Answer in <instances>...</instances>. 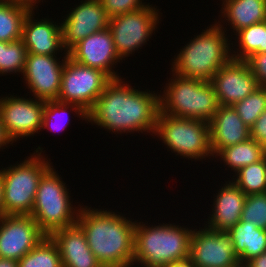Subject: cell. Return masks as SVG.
Listing matches in <instances>:
<instances>
[{"label": "cell", "instance_id": "6da1fadb", "mask_svg": "<svg viewBox=\"0 0 266 267\" xmlns=\"http://www.w3.org/2000/svg\"><path fill=\"white\" fill-rule=\"evenodd\" d=\"M112 79L87 113V121L118 133H155L160 111L159 94L140 91L122 81Z\"/></svg>", "mask_w": 266, "mask_h": 267}, {"label": "cell", "instance_id": "7a4b0ae2", "mask_svg": "<svg viewBox=\"0 0 266 267\" xmlns=\"http://www.w3.org/2000/svg\"><path fill=\"white\" fill-rule=\"evenodd\" d=\"M77 224L103 267H131L134 258L136 221L104 209L80 207Z\"/></svg>", "mask_w": 266, "mask_h": 267}, {"label": "cell", "instance_id": "3957f363", "mask_svg": "<svg viewBox=\"0 0 266 267\" xmlns=\"http://www.w3.org/2000/svg\"><path fill=\"white\" fill-rule=\"evenodd\" d=\"M207 28L180 49L171 64L172 73L211 81L213 75L232 59L230 44L233 47V43H229L223 24L215 22Z\"/></svg>", "mask_w": 266, "mask_h": 267}, {"label": "cell", "instance_id": "277c9868", "mask_svg": "<svg viewBox=\"0 0 266 267\" xmlns=\"http://www.w3.org/2000/svg\"><path fill=\"white\" fill-rule=\"evenodd\" d=\"M192 231L171 223L150 227L136 222L133 265L139 262L144 267H165L188 258Z\"/></svg>", "mask_w": 266, "mask_h": 267}, {"label": "cell", "instance_id": "5b68a950", "mask_svg": "<svg viewBox=\"0 0 266 267\" xmlns=\"http://www.w3.org/2000/svg\"><path fill=\"white\" fill-rule=\"evenodd\" d=\"M172 76L163 95H159L160 112L209 122L219 108L212 83L174 73Z\"/></svg>", "mask_w": 266, "mask_h": 267}, {"label": "cell", "instance_id": "8992f818", "mask_svg": "<svg viewBox=\"0 0 266 267\" xmlns=\"http://www.w3.org/2000/svg\"><path fill=\"white\" fill-rule=\"evenodd\" d=\"M60 178L51 166L40 179L34 199L31 216L46 236L76 224L80 210L73 208L69 189Z\"/></svg>", "mask_w": 266, "mask_h": 267}, {"label": "cell", "instance_id": "52a82bcc", "mask_svg": "<svg viewBox=\"0 0 266 267\" xmlns=\"http://www.w3.org/2000/svg\"><path fill=\"white\" fill-rule=\"evenodd\" d=\"M41 149L38 146L31 158H26L20 164L10 165L8 169H1L4 180V215H31L40 179L52 166L41 155Z\"/></svg>", "mask_w": 266, "mask_h": 267}, {"label": "cell", "instance_id": "ba28073f", "mask_svg": "<svg viewBox=\"0 0 266 267\" xmlns=\"http://www.w3.org/2000/svg\"><path fill=\"white\" fill-rule=\"evenodd\" d=\"M154 135L176 155L195 160L213 156L207 121L178 118L159 111Z\"/></svg>", "mask_w": 266, "mask_h": 267}, {"label": "cell", "instance_id": "9c48e42d", "mask_svg": "<svg viewBox=\"0 0 266 267\" xmlns=\"http://www.w3.org/2000/svg\"><path fill=\"white\" fill-rule=\"evenodd\" d=\"M111 80L102 70L79 64L67 54L57 100L78 104L88 113Z\"/></svg>", "mask_w": 266, "mask_h": 267}, {"label": "cell", "instance_id": "30bf717a", "mask_svg": "<svg viewBox=\"0 0 266 267\" xmlns=\"http://www.w3.org/2000/svg\"><path fill=\"white\" fill-rule=\"evenodd\" d=\"M158 14V9L148 5L110 18L108 28L112 34L116 52L122 60L147 44L159 23Z\"/></svg>", "mask_w": 266, "mask_h": 267}, {"label": "cell", "instance_id": "8fae6325", "mask_svg": "<svg viewBox=\"0 0 266 267\" xmlns=\"http://www.w3.org/2000/svg\"><path fill=\"white\" fill-rule=\"evenodd\" d=\"M33 99L16 96L0 98V119L12 143L41 131L45 100Z\"/></svg>", "mask_w": 266, "mask_h": 267}, {"label": "cell", "instance_id": "7c38bea8", "mask_svg": "<svg viewBox=\"0 0 266 267\" xmlns=\"http://www.w3.org/2000/svg\"><path fill=\"white\" fill-rule=\"evenodd\" d=\"M197 230L192 231L189 249V258L196 267H236L240 264L228 232L213 231L206 225Z\"/></svg>", "mask_w": 266, "mask_h": 267}, {"label": "cell", "instance_id": "4fadbf2b", "mask_svg": "<svg viewBox=\"0 0 266 267\" xmlns=\"http://www.w3.org/2000/svg\"><path fill=\"white\" fill-rule=\"evenodd\" d=\"M46 235L31 215L0 217V258L20 260Z\"/></svg>", "mask_w": 266, "mask_h": 267}, {"label": "cell", "instance_id": "5bb4252c", "mask_svg": "<svg viewBox=\"0 0 266 267\" xmlns=\"http://www.w3.org/2000/svg\"><path fill=\"white\" fill-rule=\"evenodd\" d=\"M67 54L65 51L64 60L60 63L56 55L27 53L23 78L33 98L45 101L58 99Z\"/></svg>", "mask_w": 266, "mask_h": 267}, {"label": "cell", "instance_id": "9a60e30c", "mask_svg": "<svg viewBox=\"0 0 266 267\" xmlns=\"http://www.w3.org/2000/svg\"><path fill=\"white\" fill-rule=\"evenodd\" d=\"M66 16L65 21H61L62 42L66 52L89 35L108 28L110 20L100 0H82Z\"/></svg>", "mask_w": 266, "mask_h": 267}, {"label": "cell", "instance_id": "2e32d148", "mask_svg": "<svg viewBox=\"0 0 266 267\" xmlns=\"http://www.w3.org/2000/svg\"><path fill=\"white\" fill-rule=\"evenodd\" d=\"M68 56L79 64L102 70L111 79L120 78L112 68L122 59L116 52L109 28L79 41L68 51Z\"/></svg>", "mask_w": 266, "mask_h": 267}, {"label": "cell", "instance_id": "e0dca14e", "mask_svg": "<svg viewBox=\"0 0 266 267\" xmlns=\"http://www.w3.org/2000/svg\"><path fill=\"white\" fill-rule=\"evenodd\" d=\"M219 105L233 106L259 88L256 77L246 61L231 59L210 81Z\"/></svg>", "mask_w": 266, "mask_h": 267}, {"label": "cell", "instance_id": "ac0fdd59", "mask_svg": "<svg viewBox=\"0 0 266 267\" xmlns=\"http://www.w3.org/2000/svg\"><path fill=\"white\" fill-rule=\"evenodd\" d=\"M31 9L25 16L22 26V41L27 53L40 55H55L60 50L63 51L62 28L56 25L52 19L44 18L33 20V10Z\"/></svg>", "mask_w": 266, "mask_h": 267}, {"label": "cell", "instance_id": "d6986e66", "mask_svg": "<svg viewBox=\"0 0 266 267\" xmlns=\"http://www.w3.org/2000/svg\"><path fill=\"white\" fill-rule=\"evenodd\" d=\"M209 135L214 157L222 148L248 140L250 127L242 121L233 106L219 105L209 121Z\"/></svg>", "mask_w": 266, "mask_h": 267}, {"label": "cell", "instance_id": "ffe728a7", "mask_svg": "<svg viewBox=\"0 0 266 267\" xmlns=\"http://www.w3.org/2000/svg\"><path fill=\"white\" fill-rule=\"evenodd\" d=\"M50 237L58 247L63 267H103L89 248L85 233L77 223L56 230Z\"/></svg>", "mask_w": 266, "mask_h": 267}, {"label": "cell", "instance_id": "44dd1931", "mask_svg": "<svg viewBox=\"0 0 266 267\" xmlns=\"http://www.w3.org/2000/svg\"><path fill=\"white\" fill-rule=\"evenodd\" d=\"M246 194L232 181L219 189L214 198L212 215L209 216L207 228L213 231L230 230L240 221Z\"/></svg>", "mask_w": 266, "mask_h": 267}, {"label": "cell", "instance_id": "7402d4cb", "mask_svg": "<svg viewBox=\"0 0 266 267\" xmlns=\"http://www.w3.org/2000/svg\"><path fill=\"white\" fill-rule=\"evenodd\" d=\"M234 243L240 264L266 252V230L250 222L239 221L227 231Z\"/></svg>", "mask_w": 266, "mask_h": 267}, {"label": "cell", "instance_id": "603a6c76", "mask_svg": "<svg viewBox=\"0 0 266 267\" xmlns=\"http://www.w3.org/2000/svg\"><path fill=\"white\" fill-rule=\"evenodd\" d=\"M221 15L233 32L266 21V0H222ZM235 30V31H234Z\"/></svg>", "mask_w": 266, "mask_h": 267}, {"label": "cell", "instance_id": "cb8c5ba5", "mask_svg": "<svg viewBox=\"0 0 266 267\" xmlns=\"http://www.w3.org/2000/svg\"><path fill=\"white\" fill-rule=\"evenodd\" d=\"M37 4L33 0H0V41L22 39L25 16Z\"/></svg>", "mask_w": 266, "mask_h": 267}, {"label": "cell", "instance_id": "d4e9b609", "mask_svg": "<svg viewBox=\"0 0 266 267\" xmlns=\"http://www.w3.org/2000/svg\"><path fill=\"white\" fill-rule=\"evenodd\" d=\"M218 156L224 161V165L236 173L242 167L263 159L266 156V149L250 137L244 142L222 148L214 157Z\"/></svg>", "mask_w": 266, "mask_h": 267}, {"label": "cell", "instance_id": "484cf974", "mask_svg": "<svg viewBox=\"0 0 266 267\" xmlns=\"http://www.w3.org/2000/svg\"><path fill=\"white\" fill-rule=\"evenodd\" d=\"M236 36L239 52L232 49V59L245 61L254 53H266V21L245 27Z\"/></svg>", "mask_w": 266, "mask_h": 267}, {"label": "cell", "instance_id": "4316f807", "mask_svg": "<svg viewBox=\"0 0 266 267\" xmlns=\"http://www.w3.org/2000/svg\"><path fill=\"white\" fill-rule=\"evenodd\" d=\"M18 267H63L56 243L50 236L18 260Z\"/></svg>", "mask_w": 266, "mask_h": 267}, {"label": "cell", "instance_id": "83f0119b", "mask_svg": "<svg viewBox=\"0 0 266 267\" xmlns=\"http://www.w3.org/2000/svg\"><path fill=\"white\" fill-rule=\"evenodd\" d=\"M233 181L247 196L266 192V156L256 163L242 167Z\"/></svg>", "mask_w": 266, "mask_h": 267}, {"label": "cell", "instance_id": "f1b7e54d", "mask_svg": "<svg viewBox=\"0 0 266 267\" xmlns=\"http://www.w3.org/2000/svg\"><path fill=\"white\" fill-rule=\"evenodd\" d=\"M26 55L27 50L22 39L13 42L0 41V75L16 72L22 74Z\"/></svg>", "mask_w": 266, "mask_h": 267}, {"label": "cell", "instance_id": "f546056e", "mask_svg": "<svg viewBox=\"0 0 266 267\" xmlns=\"http://www.w3.org/2000/svg\"><path fill=\"white\" fill-rule=\"evenodd\" d=\"M233 108L242 121L251 128L260 114L266 110V87L260 86L243 100L235 103Z\"/></svg>", "mask_w": 266, "mask_h": 267}, {"label": "cell", "instance_id": "4dcf8cb0", "mask_svg": "<svg viewBox=\"0 0 266 267\" xmlns=\"http://www.w3.org/2000/svg\"><path fill=\"white\" fill-rule=\"evenodd\" d=\"M71 107H72V109H71ZM67 109L74 111L76 114L79 115V117H81V118L83 117V120L84 119H85V121L87 120V113L78 104L64 103V102H60L58 100H50V101H45V108H44V113H43V121H42L41 129H46V128L48 129L49 128L50 131H52V129H53V131L54 130L55 131L58 130L59 132L62 131L63 128H65L66 126L61 127L60 126L61 124H57L58 125L57 126L56 123L59 122L58 118L61 117V114H66L67 112H69L67 114H70V111H67ZM66 120L68 121V118H66ZM54 122H55V124H54ZM65 124L66 123H64L63 125H65Z\"/></svg>", "mask_w": 266, "mask_h": 267}, {"label": "cell", "instance_id": "1f68e13d", "mask_svg": "<svg viewBox=\"0 0 266 267\" xmlns=\"http://www.w3.org/2000/svg\"><path fill=\"white\" fill-rule=\"evenodd\" d=\"M240 221L266 230V192L246 196Z\"/></svg>", "mask_w": 266, "mask_h": 267}, {"label": "cell", "instance_id": "d6a6232c", "mask_svg": "<svg viewBox=\"0 0 266 267\" xmlns=\"http://www.w3.org/2000/svg\"><path fill=\"white\" fill-rule=\"evenodd\" d=\"M109 18L139 10L145 5L142 0H100Z\"/></svg>", "mask_w": 266, "mask_h": 267}, {"label": "cell", "instance_id": "836d02e7", "mask_svg": "<svg viewBox=\"0 0 266 267\" xmlns=\"http://www.w3.org/2000/svg\"><path fill=\"white\" fill-rule=\"evenodd\" d=\"M245 61L256 77L259 86L266 87V53H254Z\"/></svg>", "mask_w": 266, "mask_h": 267}, {"label": "cell", "instance_id": "e575fe53", "mask_svg": "<svg viewBox=\"0 0 266 267\" xmlns=\"http://www.w3.org/2000/svg\"><path fill=\"white\" fill-rule=\"evenodd\" d=\"M250 137L266 149V110L250 128Z\"/></svg>", "mask_w": 266, "mask_h": 267}, {"label": "cell", "instance_id": "d590c367", "mask_svg": "<svg viewBox=\"0 0 266 267\" xmlns=\"http://www.w3.org/2000/svg\"><path fill=\"white\" fill-rule=\"evenodd\" d=\"M244 267H266V252L247 261Z\"/></svg>", "mask_w": 266, "mask_h": 267}, {"label": "cell", "instance_id": "8d00e7d4", "mask_svg": "<svg viewBox=\"0 0 266 267\" xmlns=\"http://www.w3.org/2000/svg\"><path fill=\"white\" fill-rule=\"evenodd\" d=\"M165 267H196V266L193 264V261L188 257L186 259L168 263Z\"/></svg>", "mask_w": 266, "mask_h": 267}, {"label": "cell", "instance_id": "74e56055", "mask_svg": "<svg viewBox=\"0 0 266 267\" xmlns=\"http://www.w3.org/2000/svg\"><path fill=\"white\" fill-rule=\"evenodd\" d=\"M7 144H12V141L9 139L8 135L5 132L4 125L0 119V149Z\"/></svg>", "mask_w": 266, "mask_h": 267}, {"label": "cell", "instance_id": "f35d334b", "mask_svg": "<svg viewBox=\"0 0 266 267\" xmlns=\"http://www.w3.org/2000/svg\"><path fill=\"white\" fill-rule=\"evenodd\" d=\"M3 187H4V180L2 171L0 170V217L4 215V208H3Z\"/></svg>", "mask_w": 266, "mask_h": 267}, {"label": "cell", "instance_id": "ab89813d", "mask_svg": "<svg viewBox=\"0 0 266 267\" xmlns=\"http://www.w3.org/2000/svg\"><path fill=\"white\" fill-rule=\"evenodd\" d=\"M0 267H18V261L14 259L0 258Z\"/></svg>", "mask_w": 266, "mask_h": 267}, {"label": "cell", "instance_id": "60d3db41", "mask_svg": "<svg viewBox=\"0 0 266 267\" xmlns=\"http://www.w3.org/2000/svg\"><path fill=\"white\" fill-rule=\"evenodd\" d=\"M33 1H35L36 3H39V2H41V0H33Z\"/></svg>", "mask_w": 266, "mask_h": 267}, {"label": "cell", "instance_id": "b9f144b4", "mask_svg": "<svg viewBox=\"0 0 266 267\" xmlns=\"http://www.w3.org/2000/svg\"><path fill=\"white\" fill-rule=\"evenodd\" d=\"M236 267H244V265H242V264H239L238 266H236Z\"/></svg>", "mask_w": 266, "mask_h": 267}]
</instances>
